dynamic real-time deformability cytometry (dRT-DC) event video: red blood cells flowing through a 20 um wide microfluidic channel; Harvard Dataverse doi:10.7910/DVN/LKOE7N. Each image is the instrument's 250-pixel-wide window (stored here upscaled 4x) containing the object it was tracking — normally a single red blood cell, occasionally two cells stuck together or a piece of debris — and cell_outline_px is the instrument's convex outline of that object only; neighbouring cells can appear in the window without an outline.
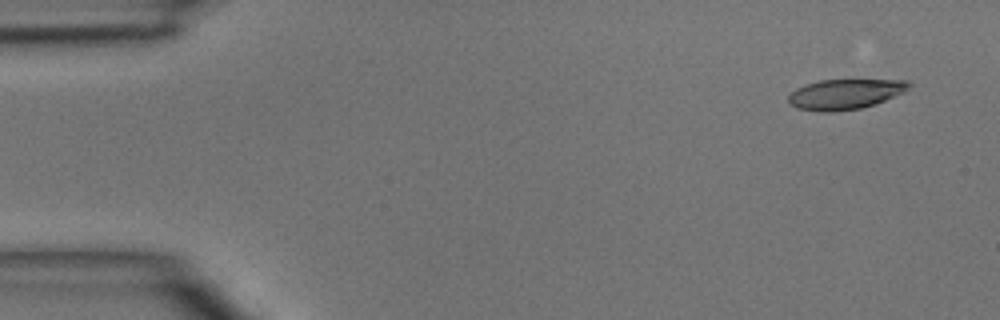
{"species": "common noctule bat (a hibernating species)", "species_latin": "Nyctalus noctula", "temperature_condition": "room temperature", "stored_images_in_passage": 4, "camera_frame_rate_fps": 3000, "um_per_image_px": 0.085, "animal": {"sex": "male", "body_mass_g": 15.6}, "frame": {"image": 1, "passage_image": 1, "time_ms": 0.0, "image_size_px": [1000, 320], "cell_outline_px": [[912, 84], [904, 92], [876, 104], [860, 108], [832, 112], [820, 112], [796, 108], [788, 100], [788, 96], [796, 88], [820, 80], [908, 80]], "centroid_in_image_um": [71.84, 8.01], "position_along_channel_um": 13.2, "area_um2": 21.1}}